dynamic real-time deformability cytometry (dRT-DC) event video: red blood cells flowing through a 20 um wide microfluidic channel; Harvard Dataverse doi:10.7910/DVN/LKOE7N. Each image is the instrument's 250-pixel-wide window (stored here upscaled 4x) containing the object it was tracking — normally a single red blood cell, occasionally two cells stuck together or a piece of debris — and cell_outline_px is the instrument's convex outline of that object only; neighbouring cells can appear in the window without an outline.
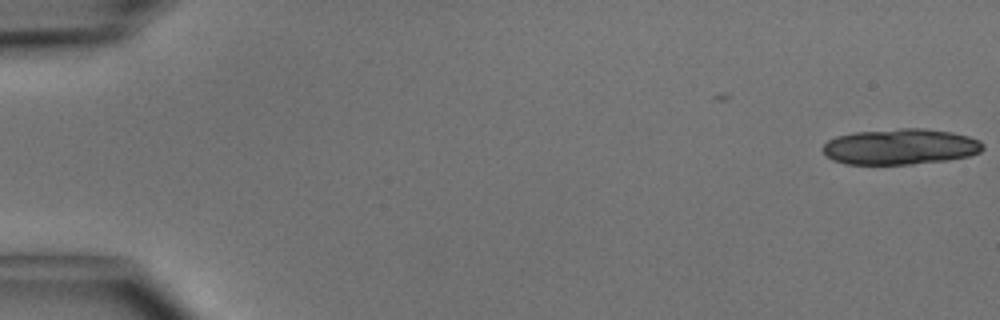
{"species": "common noctule bat (a hibernating species)", "species_latin": "Nyctalus noctula", "temperature_condition": "cold", "stored_images_in_passage": 12, "camera_frame_rate_fps": 3000, "um_per_image_px": 0.085, "animal": {"sex": "male", "body_mass_g": 15.6}, "frame": {"image": 1, "passage_image": 1, "time_ms": 0.0, "image_size_px": [1000, 320], "cell_outline_px": [[984, 148], [980, 152], [968, 156], [948, 160], [912, 164], [844, 164], [832, 160], [824, 152], [824, 144], [828, 140], [836, 136], [856, 132], [900, 128], [924, 128], [952, 132], [968, 136], [980, 140], [984, 144]], "centroid_in_image_um": [76.56, 12.47], "position_along_channel_um": 8.4, "area_um2": 33.47}}